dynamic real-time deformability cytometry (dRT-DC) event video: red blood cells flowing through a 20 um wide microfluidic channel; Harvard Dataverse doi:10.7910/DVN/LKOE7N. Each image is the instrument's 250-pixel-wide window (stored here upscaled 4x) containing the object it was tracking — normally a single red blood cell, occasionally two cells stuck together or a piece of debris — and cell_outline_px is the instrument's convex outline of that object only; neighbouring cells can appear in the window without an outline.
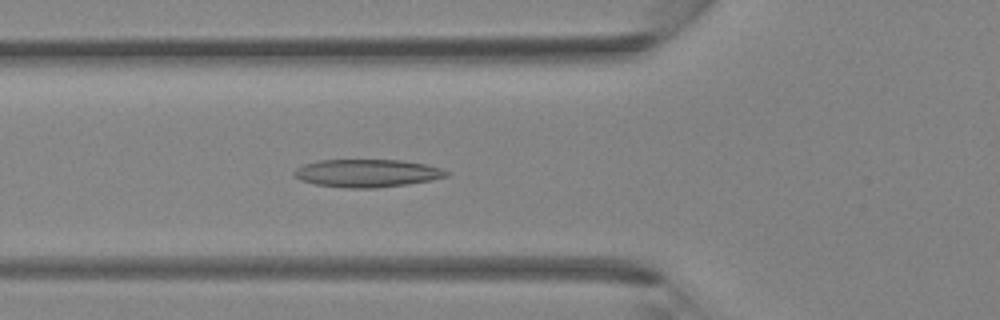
{"species": "Egyptian fruit bat (a non-hibernating species)", "species_latin": "Rousettus aegyptiacus", "temperature_condition": "room temperature", "stored_images_in_passage": 30, "camera_frame_rate_fps": 3000, "um_per_image_px": 0.085, "animal": {"sex": "female"}, "frame": {"image": 1, "passage_image": 5, "time_ms": 1.333, "image_size_px": [1000, 320], "cell_outline_px": [[448, 176], [408, 184], [376, 188], [344, 188], [316, 184], [300, 180], [292, 172], [296, 168], [304, 164], [316, 160], [400, 160], [424, 164], [440, 168], [448, 172]], "centroid_in_image_um": [31.15, 14.72], "position_along_channel_um": 94.6, "area_um2": 24.57}}
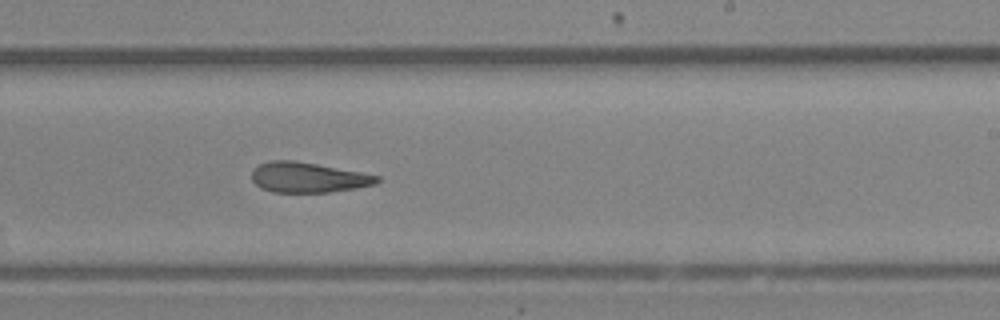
{"frame": {"image": 2, "passage_image": 15, "time_ms": 4.667, "image_size_px": [1000, 320], "cell_outline_px": [[380, 180], [376, 184], [356, 188], [328, 192], [272, 192], [260, 188], [252, 180], [252, 172], [260, 164], [268, 160], [292, 160], [316, 164], [360, 172], [380, 176]], "centroid_in_image_um": [26.18, 15.08], "position_along_channel_um": 262.8, "area_um2": 21.91}}
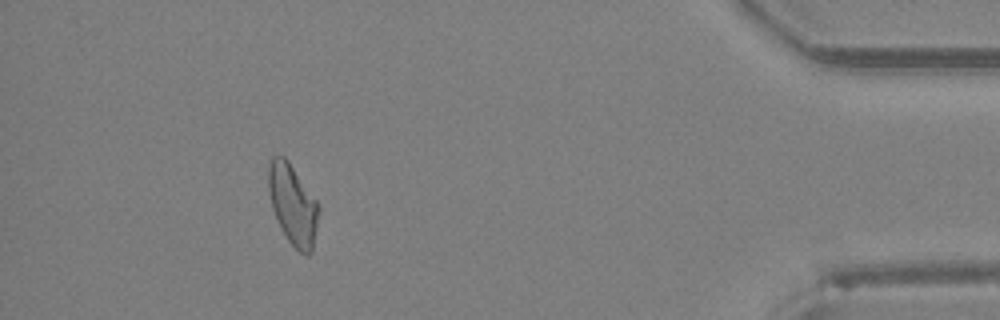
{"frame": {"image": 3, "passage_image": 27, "time_ms": 8.667, "image_size_px": [1000, 320], "cell_outline_px": [[320, 208], [312, 252], [308, 256], [300, 252], [288, 240], [276, 220], [272, 208], [268, 188], [268, 164], [272, 156], [284, 156], [288, 160], [320, 204]], "centroid_in_image_um": [24.9, 17.38], "position_along_channel_um": 410.3, "area_um2": 23.7}}